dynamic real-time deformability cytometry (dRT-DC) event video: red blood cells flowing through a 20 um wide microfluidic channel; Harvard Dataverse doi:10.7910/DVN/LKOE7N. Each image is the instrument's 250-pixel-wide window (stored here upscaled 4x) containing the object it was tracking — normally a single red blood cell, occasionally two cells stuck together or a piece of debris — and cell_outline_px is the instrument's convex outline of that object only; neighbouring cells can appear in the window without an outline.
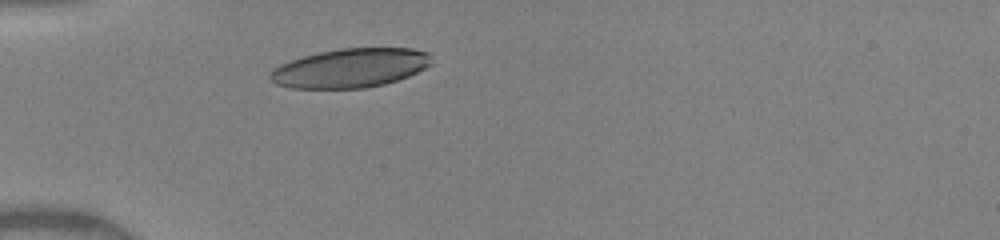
{"species": "human", "species_latin": "Homo sapiens", "temperature_condition": "warm", "stored_images_in_passage": 29, "camera_frame_rate_fps": 3000, "um_per_image_px": 0.085, "donor": {"sex": "female"}, "frame": {"image": 1, "passage_image": 1, "time_ms": 0.0, "image_size_px": [1000, 240], "cell_outline_px": [[432, 64], [408, 76], [384, 84], [364, 88], [292, 88], [276, 84], [268, 76], [280, 64], [304, 56], [320, 52], [340, 48], [412, 48], [428, 52], [432, 56]], "centroid_in_image_um": [29.81, 5.77], "position_along_channel_um": 55.2, "area_um2": 36.53}}
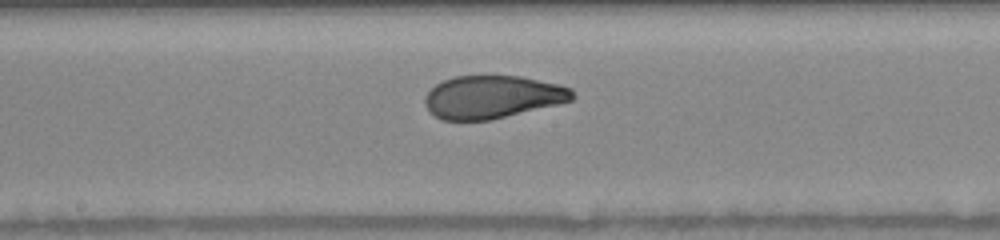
{"frame": {"image": 2, "passage_image": 13, "time_ms": 4.0, "image_size_px": [1000, 240], "cell_outline_px": [[576, 96], [572, 100], [556, 104], [488, 120], [444, 120], [428, 112], [424, 104], [424, 96], [436, 84], [444, 80], [456, 76], [520, 76], [556, 84], [572, 88]], "centroid_in_image_um": [41.81, 8.24], "position_along_channel_um": 206.4, "area_um2": 36.47}}
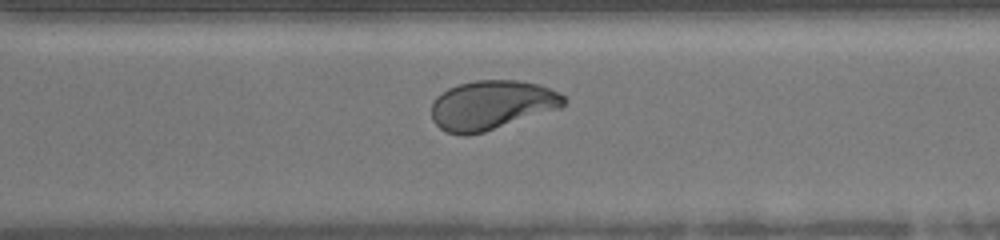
{"frame": {"image": 3, "passage_image": 22, "time_ms": 7.0, "image_size_px": [1000, 240], "cell_outline_px": [[564, 104], [560, 108], [484, 132], [468, 136], [460, 136], [448, 132], [440, 128], [432, 120], [432, 104], [436, 96], [448, 88], [460, 84], [476, 80], [520, 80], [540, 84], [564, 96]], "centroid_in_image_um": [41.76, 8.93], "position_along_channel_um": 328.8, "area_um2": 37.92}, "authors_computed_cell_mechanics": {"area_um2": 38.3214, "velocity_mm_per_s": 4.0984, "shape_relaxation_time_tau1_ms": 4.6504, "shape_relaxation_time_tau2_ms": 0.8047, "deformation_change_tau1": 0.2035, "deformation_change_tau2": 0.0601}}